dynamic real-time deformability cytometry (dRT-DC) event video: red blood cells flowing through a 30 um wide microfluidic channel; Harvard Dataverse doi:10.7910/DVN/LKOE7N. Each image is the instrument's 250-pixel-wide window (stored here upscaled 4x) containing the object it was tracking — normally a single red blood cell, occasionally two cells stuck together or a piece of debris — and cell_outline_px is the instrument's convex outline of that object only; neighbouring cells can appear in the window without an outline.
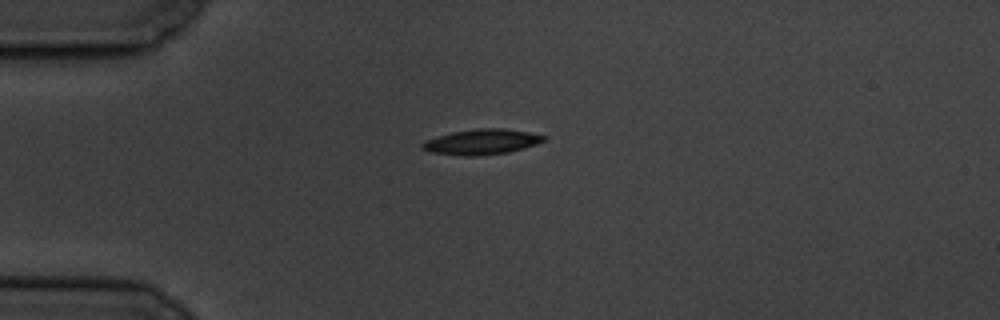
{"species": "common noctule bat (a hibernating species)", "species_latin": "Nyctalus noctula", "temperature_condition": "cold", "stored_images_in_passage": 44, "camera_frame_rate_fps": 3000, "um_per_image_px": 0.085, "animal": {"sex": "male", "body_mass_g": 19.5, "forearm_length_mm": 54.6}, "frame": {"image": 1, "passage_image": 1, "time_ms": 0.0, "image_size_px": [1000, 320], "cell_outline_px": [[548, 140], [524, 148], [508, 152], [476, 156], [464, 156], [428, 152], [420, 148], [420, 144], [424, 140], [436, 136], [452, 132], [480, 128], [504, 128], [528, 132], [548, 136]], "centroid_in_image_um": [40.92, 12.06], "position_along_channel_um": 44.1, "area_um2": 18.21}}
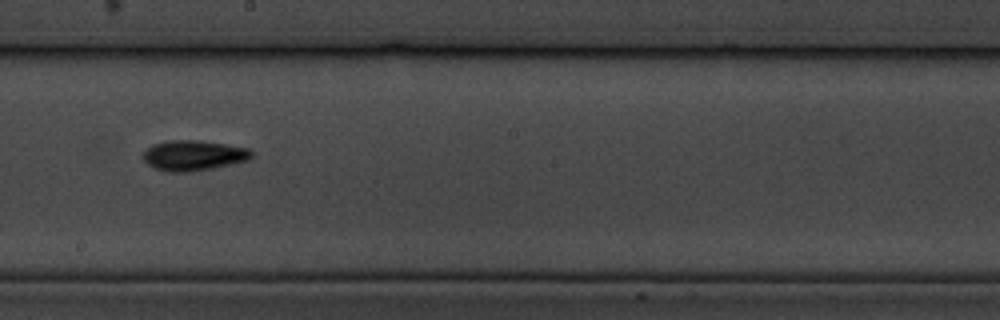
{"frame": {"image": 2, "passage_image": 19, "time_ms": 6.0, "image_size_px": [1000, 320], "cell_outline_px": [[252, 156], [248, 160], [212, 168], [188, 172], [168, 172], [156, 168], [148, 164], [144, 160], [144, 152], [152, 144], [168, 140], [196, 140], [224, 144], [248, 148], [252, 152]], "centroid_in_image_um": [16.43, 13.21], "position_along_channel_um": 231.8, "area_um2": 18.9}}
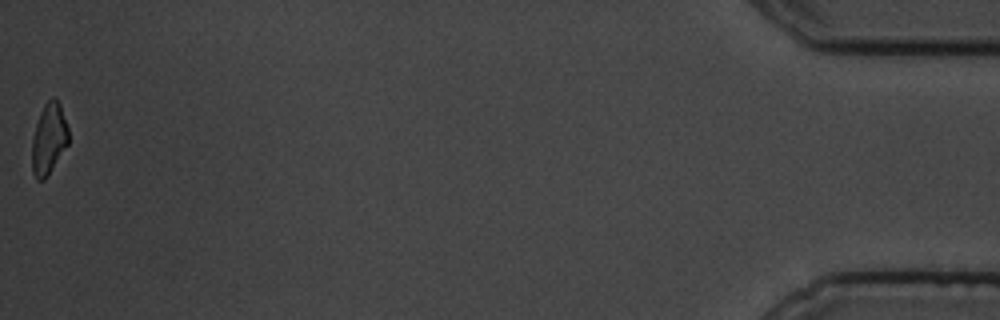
{"frame": {"image": 3, "passage_image": 44, "time_ms": 14.333, "image_size_px": [1000, 320], "cell_outline_px": [[68, 144], [44, 180], [36, 180], [32, 172], [32, 140], [36, 124], [40, 112], [44, 104], [52, 96], [56, 96], [60, 104], [68, 128]], "centroid_in_image_um": [4.14, 11.77], "position_along_channel_um": 431.1, "area_um2": 15.09}, "authors_computed_cell_mechanics": {"area_um2": 17.0221, "velocity_mm_per_s": 3.5061, "shape_relaxation_time_tau1_ms": 3.3895, "shape_relaxation_time_tau2_ms": 2.9544, "deformation_change_tau1": 0.1296, "deformation_change_tau2": 0.1098}}